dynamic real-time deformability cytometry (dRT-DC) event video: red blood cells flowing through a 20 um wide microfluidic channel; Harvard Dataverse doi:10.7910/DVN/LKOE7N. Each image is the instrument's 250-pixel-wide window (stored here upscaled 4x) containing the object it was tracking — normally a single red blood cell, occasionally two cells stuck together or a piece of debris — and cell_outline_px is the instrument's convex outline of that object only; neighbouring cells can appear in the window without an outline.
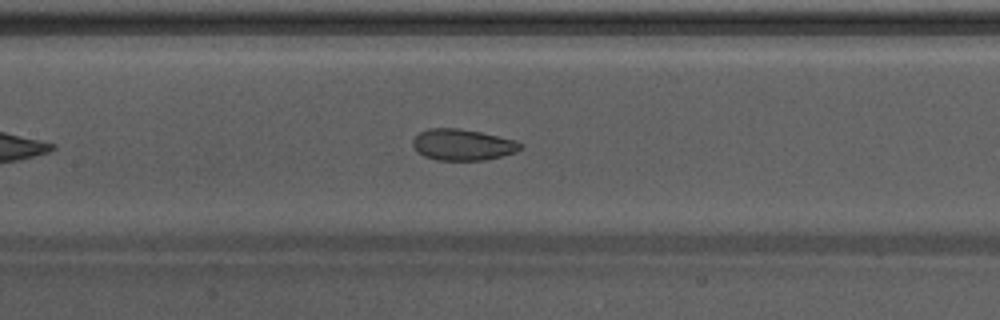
{"species": "Egyptian fruit bat (a non-hibernating species)", "species_latin": "Rousettus aegyptiacus", "temperature_condition": "warm", "stored_images_in_passage": 15, "camera_frame_rate_fps": 3000, "um_per_image_px": 0.085, "animal": {"sex": "male"}, "frame": {"image": 1, "passage_image": 11, "time_ms": 3.333, "image_size_px": [1000, 320], "cell_outline_px": [[524, 148], [516, 152], [484, 160], [436, 160], [424, 156], [416, 152], [412, 144], [412, 140], [420, 132], [428, 128], [460, 128], [480, 132], [516, 140], [524, 144]], "centroid_in_image_um": [39.33, 12.3], "position_along_channel_um": 168.1, "area_um2": 19.77}}
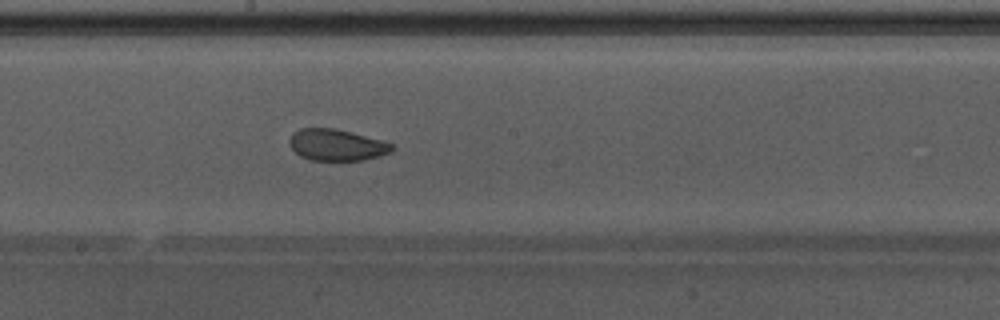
{"frame": {"image": 2, "passage_image": 15, "time_ms": 4.667, "image_size_px": [1000, 320], "cell_outline_px": [[396, 148], [392, 152], [380, 156], [364, 160], [312, 160], [300, 156], [292, 148], [288, 140], [300, 128], [336, 128], [384, 140], [392, 144]], "centroid_in_image_um": [28.68, 12.32], "position_along_channel_um": 219.5, "area_um2": 18.9}}